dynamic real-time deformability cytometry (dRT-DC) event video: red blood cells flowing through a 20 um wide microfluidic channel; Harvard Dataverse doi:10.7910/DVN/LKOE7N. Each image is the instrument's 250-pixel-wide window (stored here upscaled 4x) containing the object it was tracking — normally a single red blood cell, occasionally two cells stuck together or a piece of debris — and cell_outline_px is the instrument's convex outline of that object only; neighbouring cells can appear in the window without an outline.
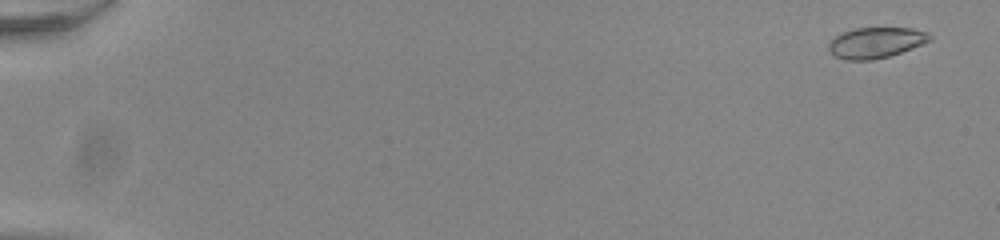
{"species": "common noctule bat (a hibernating species)", "species_latin": "Nyctalus noctula", "temperature_condition": "room temperature", "stored_images_in_passage": 9, "camera_frame_rate_fps": 3000, "um_per_image_px": 0.085, "animal": {"sex": "male", "body_mass_g": 20.0, "forearm_length_mm": 53.3}, "frame": {"image": 1, "passage_image": 3, "time_ms": 0.667, "image_size_px": [1000, 240], "cell_outline_px": [[932, 40], [912, 48], [888, 56], [872, 60], [844, 60], [836, 56], [828, 48], [828, 44], [836, 36], [844, 32], [856, 28], [912, 28], [928, 32], [932, 36]], "centroid_in_image_um": [74.48, 3.62], "position_along_channel_um": 10.5, "area_um2": 17.92}}